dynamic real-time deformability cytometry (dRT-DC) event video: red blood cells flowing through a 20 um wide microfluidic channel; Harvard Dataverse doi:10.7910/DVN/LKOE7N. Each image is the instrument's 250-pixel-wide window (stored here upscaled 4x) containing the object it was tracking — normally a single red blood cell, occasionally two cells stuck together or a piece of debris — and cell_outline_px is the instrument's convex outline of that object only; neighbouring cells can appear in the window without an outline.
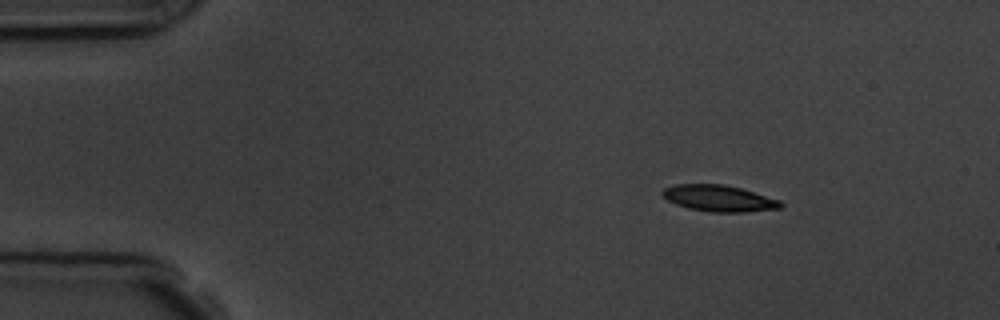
{"species": "common noctule bat (a hibernating species)", "species_latin": "Nyctalus noctula", "temperature_condition": "room temperature", "stored_images_in_passage": 6, "camera_frame_rate_fps": 3000, "um_per_image_px": 0.085, "animal": {"sex": "male", "body_mass_g": 19.5, "forearm_length_mm": 54.6}, "frame": {"image": 1, "passage_image": 1, "time_ms": 0.0, "image_size_px": [1000, 320], "cell_outline_px": [[784, 204], [780, 208], [744, 212], [712, 212], [688, 208], [676, 204], [668, 200], [660, 192], [664, 188], [676, 184], [724, 184], [740, 188], [780, 200]], "centroid_in_image_um": [61.1, 16.85], "position_along_channel_um": 23.9, "area_um2": 18.03}}
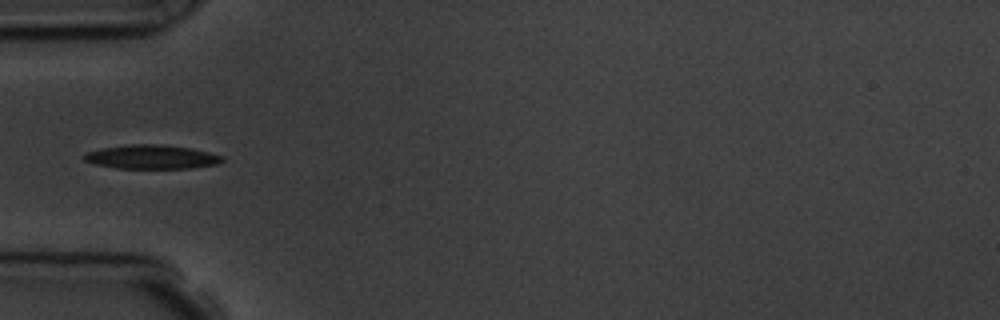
{"frame": {"image": 2, "passage_image": 4, "time_ms": 3.333, "image_size_px": [1000, 320], "cell_outline_px": [[224, 160], [216, 164], [192, 168], [116, 168], [96, 164], [84, 160], [80, 156], [84, 152], [100, 148], [128, 144], [160, 144], [192, 148], [224, 156]], "centroid_in_image_um": [12.84, 13.33], "position_along_channel_um": 72.2, "area_um2": 19.48}}